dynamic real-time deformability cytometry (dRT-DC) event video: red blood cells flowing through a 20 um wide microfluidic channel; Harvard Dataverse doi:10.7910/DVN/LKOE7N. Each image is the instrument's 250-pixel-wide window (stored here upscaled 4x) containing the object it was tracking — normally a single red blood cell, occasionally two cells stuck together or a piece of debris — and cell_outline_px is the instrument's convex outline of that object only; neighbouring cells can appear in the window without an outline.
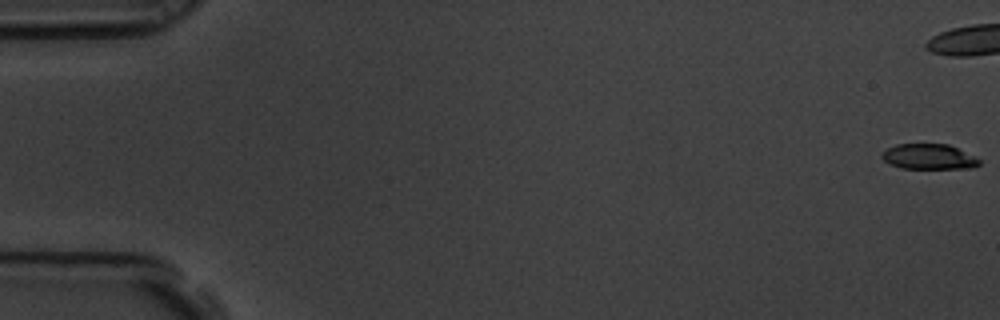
{"species": "common noctule bat (a hibernating species)", "species_latin": "Nyctalus noctula", "temperature_condition": "room temperature", "stored_images_in_passage": 3, "camera_frame_rate_fps": 3000, "um_per_image_px": 0.085, "animal": {"sex": "male", "body_mass_g": 19.5, "forearm_length_mm": 54.6}, "frame": {"image": 1, "passage_image": 1, "time_ms": 0.0, "image_size_px": [1000, 320], "cell_outline_px": [[980, 164], [976, 168], [900, 168], [884, 160], [880, 156], [888, 148], [896, 144], [948, 144], [976, 156], [980, 160]], "centroid_in_image_um": [79.0, 13.32], "position_along_channel_um": 6.0, "area_um2": 14.33}}